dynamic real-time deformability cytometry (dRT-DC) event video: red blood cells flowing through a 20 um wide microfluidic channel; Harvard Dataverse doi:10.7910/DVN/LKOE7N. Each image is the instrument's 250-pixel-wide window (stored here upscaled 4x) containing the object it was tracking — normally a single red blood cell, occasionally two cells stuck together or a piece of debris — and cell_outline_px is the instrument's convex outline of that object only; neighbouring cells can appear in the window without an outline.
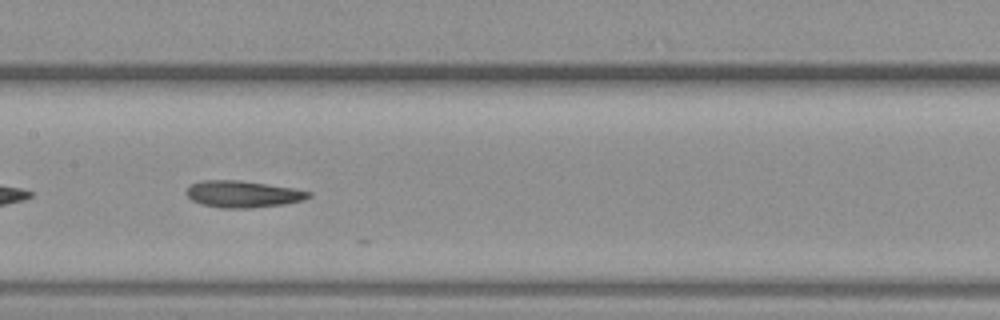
{"species": "common noctule bat (a hibernating species)", "species_latin": "Nyctalus noctula", "temperature_condition": "warm", "stored_images_in_passage": 29, "camera_frame_rate_fps": 3000, "um_per_image_px": 0.085, "animal": {"sex": "female", "body_mass_g": 19.3, "forearm_length_mm": 54.1}, "frame": {"image": 1, "passage_image": 25, "time_ms": 8.0, "image_size_px": [1000, 320], "cell_outline_px": [[312, 196], [304, 200], [284, 204], [252, 208], [220, 208], [200, 204], [192, 200], [188, 196], [188, 188], [192, 184], [200, 180], [240, 180], [292, 188], [312, 192]], "centroid_in_image_um": [20.66, 16.5], "position_along_channel_um": 186.7, "area_um2": 19.02}}